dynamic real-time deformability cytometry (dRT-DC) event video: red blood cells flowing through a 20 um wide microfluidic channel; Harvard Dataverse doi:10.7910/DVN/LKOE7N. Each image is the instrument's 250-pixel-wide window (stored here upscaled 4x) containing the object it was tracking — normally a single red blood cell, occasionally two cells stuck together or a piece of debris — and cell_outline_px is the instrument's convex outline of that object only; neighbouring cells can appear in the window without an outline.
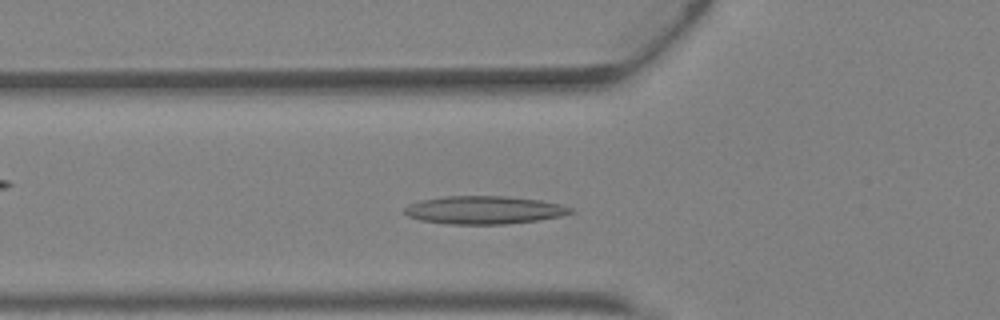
{"species": "Egyptian fruit bat (a non-hibernating species)", "species_latin": "Rousettus aegyptiacus", "temperature_condition": "warm", "stored_images_in_passage": 33, "camera_frame_rate_fps": 3000, "um_per_image_px": 0.085, "animal": {"sex": "female"}, "frame": {"image": 1, "passage_image": 8, "time_ms": 2.333, "image_size_px": [1000, 320], "cell_outline_px": [[576, 212], [560, 216], [540, 220], [508, 224], [448, 224], [420, 220], [408, 216], [404, 212], [404, 208], [408, 204], [420, 200], [444, 196], [508, 196], [540, 200], [560, 204], [572, 208]], "centroid_in_image_um": [41.16, 17.85], "position_along_channel_um": 84.6, "area_um2": 27.34}}
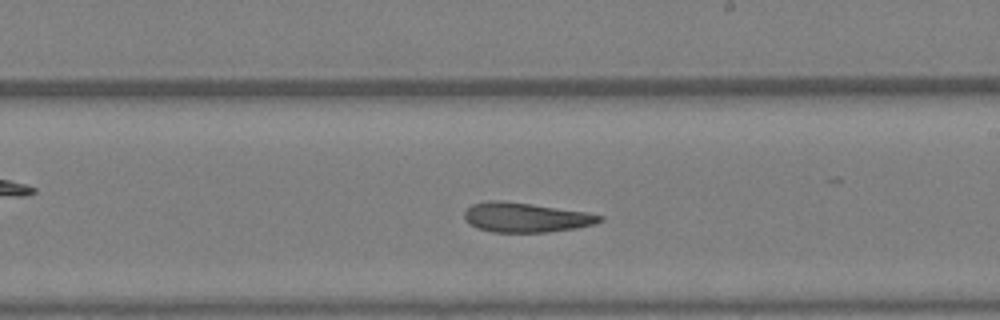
{"frame": {"image": 2, "passage_image": 18, "time_ms": 5.667, "image_size_px": [1000, 320], "cell_outline_px": [[604, 220], [596, 224], [576, 228], [548, 232], [492, 232], [476, 228], [464, 216], [464, 212], [472, 204], [488, 200], [500, 200], [532, 204], [584, 212], [604, 216]], "centroid_in_image_um": [44.71, 18.48], "position_along_channel_um": 244.3, "area_um2": 23.24}}
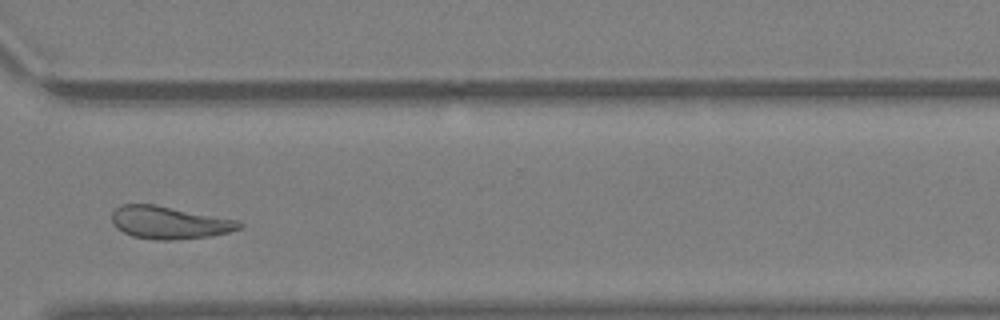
{"frame": {"image": 3, "passage_image": 25, "time_ms": 8.0, "image_size_px": [1000, 320], "cell_outline_px": [[244, 224], [240, 228], [228, 232], [212, 236], [172, 240], [156, 240], [132, 236], [116, 228], [112, 224], [112, 212], [120, 204], [152, 204], [240, 220]], "centroid_in_image_um": [14.39, 18.92], "position_along_channel_um": 356.2, "area_um2": 24.28}, "authors_computed_cell_mechanics": {"area_um2": 24.276, "velocity_mm_per_s": 4.7922, "shape_relaxation_time_tau1_ms": null, "shape_relaxation_time_tau2_ms": 3.4995, "deformation_change_tau1": null, "deformation_change_tau2": 0.1359}}